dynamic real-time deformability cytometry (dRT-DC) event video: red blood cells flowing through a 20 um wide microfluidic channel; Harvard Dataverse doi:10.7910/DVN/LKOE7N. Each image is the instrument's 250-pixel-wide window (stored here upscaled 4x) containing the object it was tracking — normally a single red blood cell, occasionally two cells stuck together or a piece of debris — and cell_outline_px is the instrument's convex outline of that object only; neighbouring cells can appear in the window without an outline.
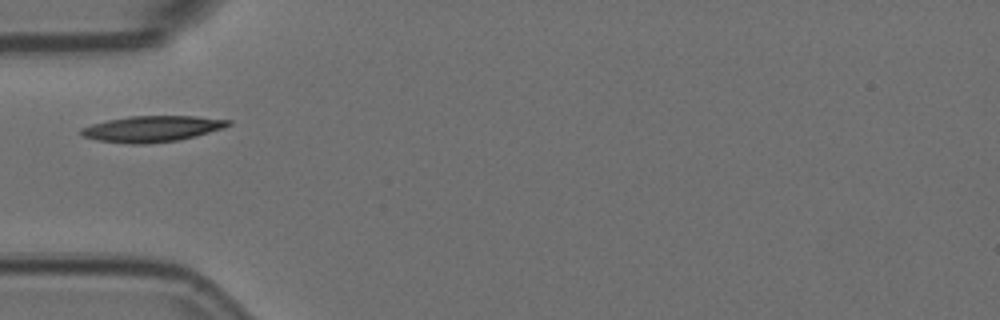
{"species": "Egyptian fruit bat (a non-hibernating species)", "species_latin": "Rousettus aegyptiacus", "temperature_condition": "room temperature", "stored_images_in_passage": 11, "camera_frame_rate_fps": 3000, "um_per_image_px": 0.085, "animal": {"sex": "female"}, "frame": {"image": 1, "passage_image": 1, "time_ms": 0.0, "image_size_px": [1000, 320], "cell_outline_px": [[232, 124], [224, 128], [196, 136], [180, 140], [148, 144], [132, 144], [96, 140], [80, 136], [80, 128], [92, 124], [108, 120], [128, 116], [196, 116], [232, 120]], "centroid_in_image_um": [12.93, 10.95], "position_along_channel_um": 72.1, "area_um2": 22.54}}
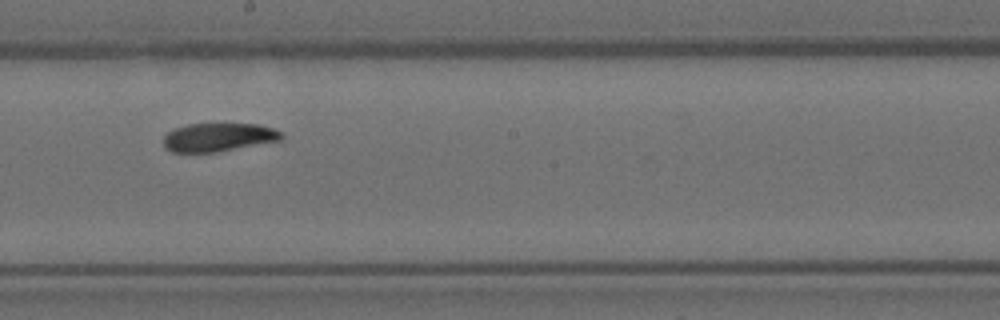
{"frame": {"image": 2, "passage_image": 5, "time_ms": 1.333, "image_size_px": [1000, 320], "cell_outline_px": [[284, 136], [280, 140], [216, 152], [172, 152], [164, 148], [164, 136], [168, 132], [176, 128], [188, 124], [260, 124], [272, 128], [280, 132]], "centroid_in_image_um": [18.54, 11.66], "position_along_channel_um": 229.7, "area_um2": 19.36}}
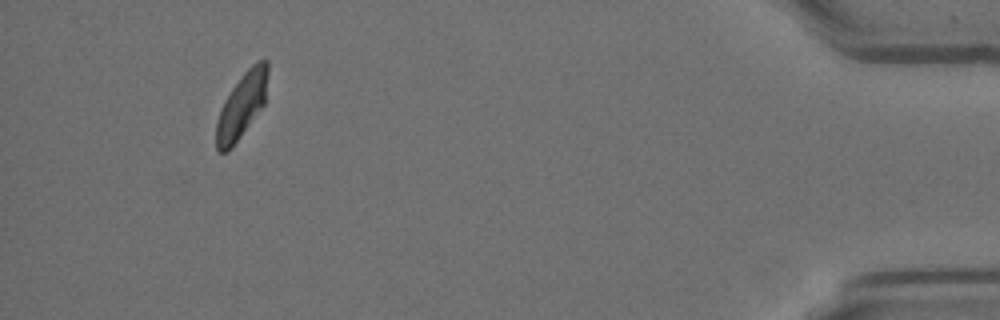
{"frame": {"image": 3, "passage_image": 10, "time_ms": 3.0, "image_size_px": [1000, 320], "cell_outline_px": [[268, 72], [264, 104], [228, 152], [220, 152], [216, 148], [216, 124], [224, 100], [232, 88], [244, 72], [256, 60], [268, 60]], "centroid_in_image_um": [20.55, 8.94], "position_along_channel_um": 414.7, "area_um2": 19.19}}